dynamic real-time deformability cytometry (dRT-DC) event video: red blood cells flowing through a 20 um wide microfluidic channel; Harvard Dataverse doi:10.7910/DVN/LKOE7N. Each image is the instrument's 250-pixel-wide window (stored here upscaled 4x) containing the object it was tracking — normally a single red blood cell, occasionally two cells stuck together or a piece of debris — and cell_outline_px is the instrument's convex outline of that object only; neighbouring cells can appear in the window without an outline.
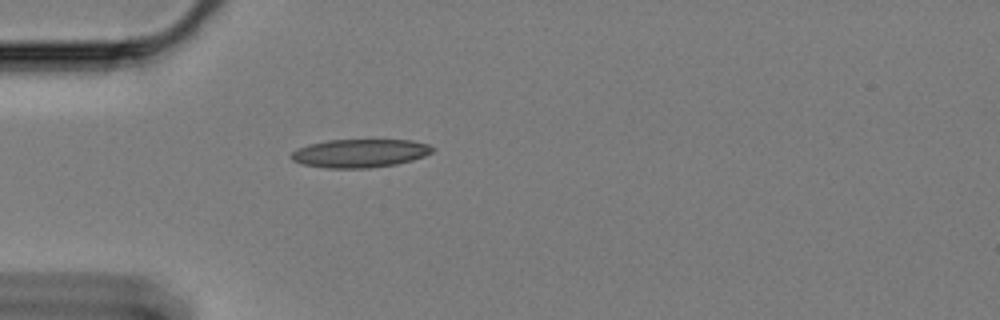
{"species": "Egyptian fruit bat (a non-hibernating species)", "species_latin": "Rousettus aegyptiacus", "temperature_condition": "cold", "stored_images_in_passage": 44, "camera_frame_rate_fps": 3000, "um_per_image_px": 0.085, "animal": {"sex": "female"}, "frame": {"image": 1, "passage_image": 1, "time_ms": 0.0, "image_size_px": [1000, 320], "cell_outline_px": [[436, 148], [432, 152], [424, 156], [412, 160], [396, 164], [368, 168], [328, 168], [304, 164], [292, 160], [288, 156], [296, 148], [308, 144], [328, 140], [412, 140], [428, 144]], "centroid_in_image_um": [30.58, 13.02], "position_along_channel_um": 54.4, "area_um2": 23.41}}
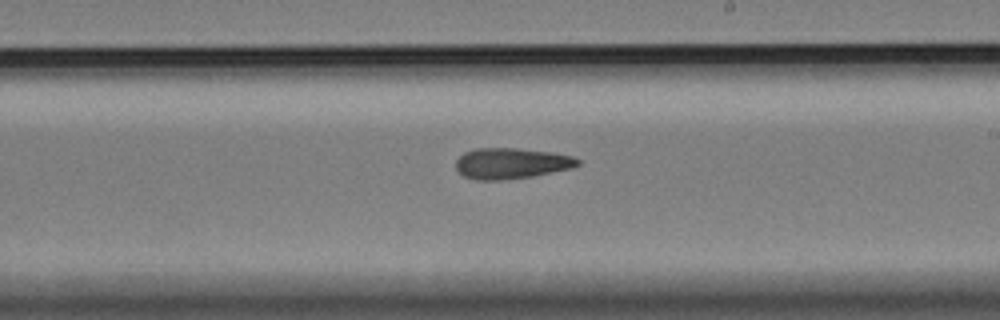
{"frame": {"image": 2, "passage_image": 19, "time_ms": 6.0, "image_size_px": [1000, 320], "cell_outline_px": [[580, 164], [572, 168], [532, 176], [500, 180], [476, 180], [464, 176], [456, 168], [456, 160], [464, 152], [476, 148], [516, 148], [552, 152], [572, 156], [580, 160]], "centroid_in_image_um": [43.46, 13.88], "position_along_channel_um": 245.5, "area_um2": 21.85}}
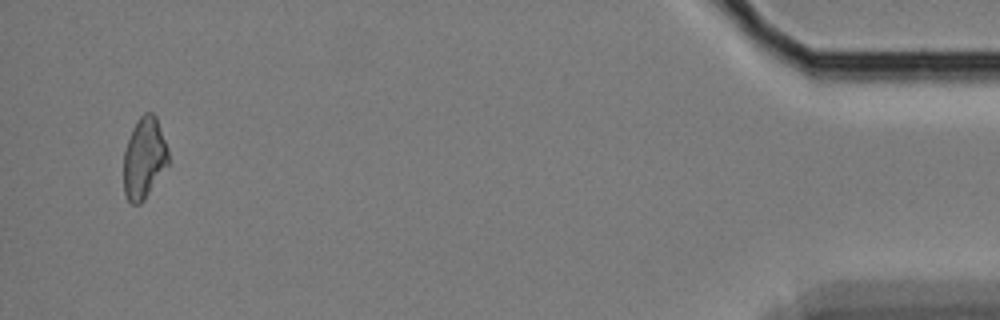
{"frame": {"image": 3, "passage_image": 42, "time_ms": 13.667, "image_size_px": [1000, 320], "cell_outline_px": [[168, 164], [144, 200], [140, 204], [132, 204], [128, 200], [124, 192], [124, 152], [132, 128], [136, 120], [144, 112], [152, 112], [156, 116], [168, 148]], "centroid_in_image_um": [12.25, 13.42], "position_along_channel_um": 423.0, "area_um2": 21.1}, "authors_computed_cell_mechanics": {"area_um2": 21.5594, "velocity_mm_per_s": 3.3056, "shape_relaxation_time_tau1_ms": null, "shape_relaxation_time_tau2_ms": 4.0408, "deformation_change_tau1": null, "deformation_change_tau2": 0.1319}}